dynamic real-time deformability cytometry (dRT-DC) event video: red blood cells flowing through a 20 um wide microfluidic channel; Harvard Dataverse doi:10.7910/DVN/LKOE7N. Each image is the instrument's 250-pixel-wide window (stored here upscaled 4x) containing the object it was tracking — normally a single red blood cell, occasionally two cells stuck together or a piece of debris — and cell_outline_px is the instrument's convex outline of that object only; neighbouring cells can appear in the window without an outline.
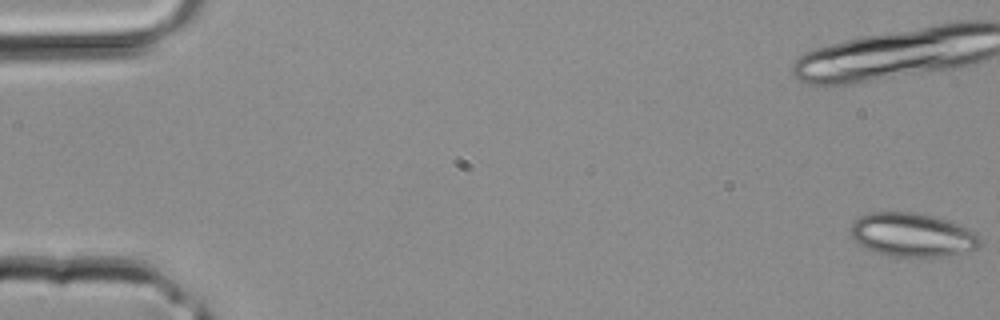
{"species": "common noctule bat (a hibernating species)", "species_latin": "Nyctalus noctula", "temperature_condition": "room temperature", "stored_images_in_passage": 4, "camera_frame_rate_fps": 3000, "um_per_image_px": 0.085, "animal": {"sex": "male", "body_mass_g": 20.4}, "frame": {"image": 1, "passage_image": 1, "time_ms": 0.0, "image_size_px": [1000, 320], "cell_outline_px": [[980, 244], [976, 248], [940, 256], [888, 256], [864, 248], [856, 244], [852, 240], [852, 224], [860, 216], [868, 212], [916, 212], [948, 220], [960, 224], [976, 232], [980, 236]], "centroid_in_image_um": [77.51, 19.95], "position_along_channel_um": 7.5, "area_um2": 32.83}}